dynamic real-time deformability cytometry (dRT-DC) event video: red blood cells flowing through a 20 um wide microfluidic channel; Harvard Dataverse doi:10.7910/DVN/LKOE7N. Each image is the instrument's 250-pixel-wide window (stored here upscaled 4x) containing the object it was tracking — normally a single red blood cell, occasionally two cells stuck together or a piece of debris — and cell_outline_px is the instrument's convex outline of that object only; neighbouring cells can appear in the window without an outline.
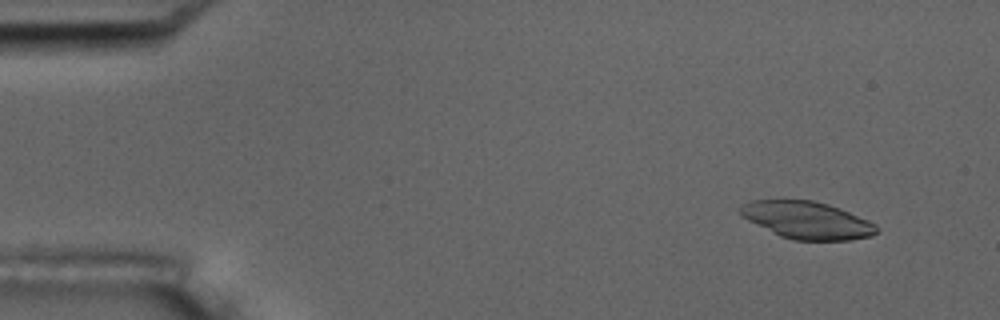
{"species": "common noctule bat (a hibernating species)", "species_latin": "Nyctalus noctula", "temperature_condition": "room temperature", "stored_images_in_passage": 7, "camera_frame_rate_fps": 3000, "um_per_image_px": 0.085, "animal": {"sex": "male", "body_mass_g": 17.5, "forearm_length_mm": 52.3}, "frame": {"image": 1, "passage_image": 1, "time_ms": 0.0, "image_size_px": [1000, 320], "cell_outline_px": [[880, 232], [872, 236], [848, 240], [792, 240], [780, 236], [748, 220], [740, 212], [740, 208], [744, 204], [752, 200], [812, 200], [828, 204], [840, 208], [868, 220], [876, 224], [880, 228]], "centroid_in_image_um": [68.66, 18.72], "position_along_channel_um": 16.3, "area_um2": 29.54}}